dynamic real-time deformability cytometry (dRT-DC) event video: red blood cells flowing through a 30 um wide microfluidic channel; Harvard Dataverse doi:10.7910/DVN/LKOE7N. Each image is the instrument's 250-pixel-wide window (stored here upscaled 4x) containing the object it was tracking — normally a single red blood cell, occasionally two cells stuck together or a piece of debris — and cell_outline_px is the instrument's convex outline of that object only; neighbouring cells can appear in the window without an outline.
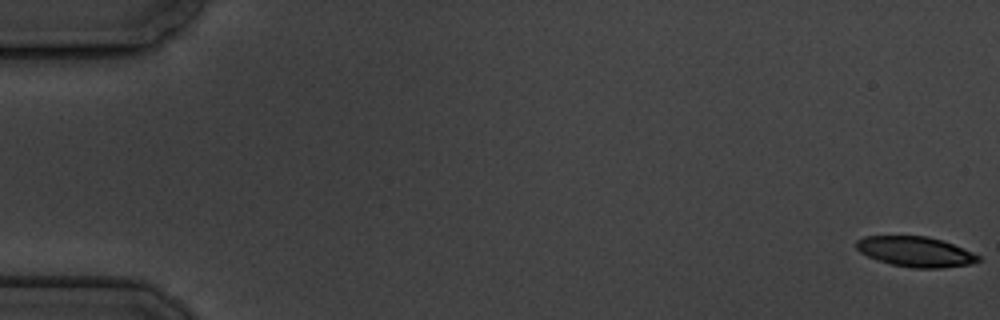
{"species": "common noctule bat (a hibernating species)", "species_latin": "Nyctalus noctula", "temperature_condition": "cold", "stored_images_in_passage": 7, "camera_frame_rate_fps": 3000, "um_per_image_px": 0.085, "animal": {"sex": "male", "body_mass_g": 19.5, "forearm_length_mm": 54.6}, "frame": {"image": 1, "passage_image": 1, "time_ms": 0.0, "image_size_px": [1000, 320], "cell_outline_px": [[980, 260], [972, 264], [940, 268], [912, 268], [892, 264], [876, 260], [860, 252], [856, 248], [856, 240], [864, 236], [928, 236], [952, 244], [972, 252], [980, 256]], "centroid_in_image_um": [77.8, 21.39], "position_along_channel_um": 7.2, "area_um2": 21.39}}
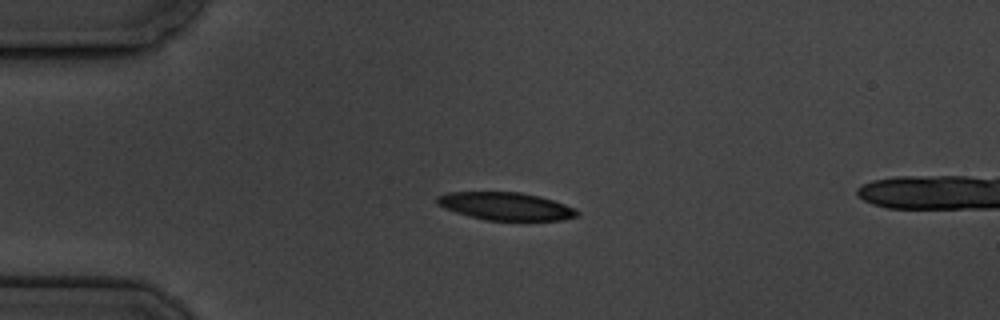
{"frame": {"image": 2, "passage_image": 5, "time_ms": 4.667, "image_size_px": [1000, 320], "cell_outline_px": [[580, 216], [560, 220], [488, 220], [456, 212], [444, 208], [436, 204], [436, 196], [444, 192], [520, 192], [540, 196], [576, 208], [580, 212]], "centroid_in_image_um": [42.99, 17.52], "position_along_channel_um": 42.0, "area_um2": 22.72}}